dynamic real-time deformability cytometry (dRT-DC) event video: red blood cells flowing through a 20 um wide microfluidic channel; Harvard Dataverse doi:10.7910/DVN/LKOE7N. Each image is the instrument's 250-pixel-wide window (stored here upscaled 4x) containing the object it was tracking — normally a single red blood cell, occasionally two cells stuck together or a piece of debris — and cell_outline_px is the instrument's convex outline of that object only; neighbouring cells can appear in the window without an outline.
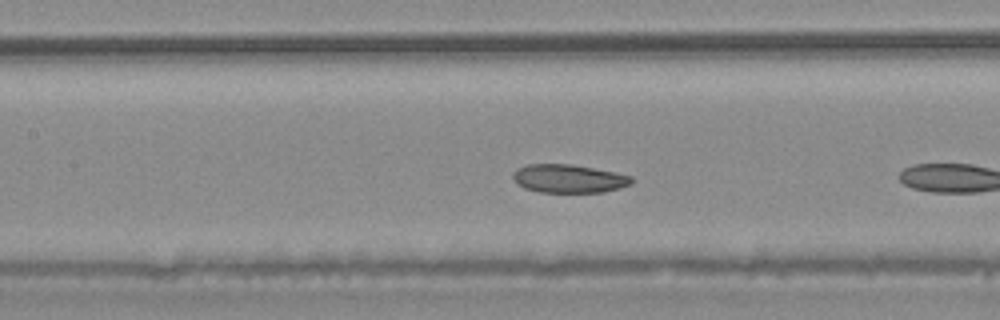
{"species": "common noctule bat (a hibernating species)", "species_latin": "Nyctalus noctula", "temperature_condition": "warm", "stored_images_in_passage": 8, "camera_frame_rate_fps": 3000, "um_per_image_px": 0.085, "animal": {"sex": "male", "body_mass_g": 20.4}, "frame": {"image": 1, "passage_image": 7, "time_ms": 2.0, "image_size_px": [1000, 320], "cell_outline_px": [[632, 184], [620, 188], [604, 192], [540, 192], [524, 188], [516, 184], [512, 176], [512, 172], [516, 168], [528, 164], [572, 164], [616, 172], [632, 176]], "centroid_in_image_um": [48.32, 15.18], "position_along_channel_um": 159.1, "area_um2": 19.83}}